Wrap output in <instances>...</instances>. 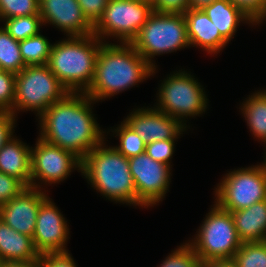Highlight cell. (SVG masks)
Instances as JSON below:
<instances>
[{
	"mask_svg": "<svg viewBox=\"0 0 266 267\" xmlns=\"http://www.w3.org/2000/svg\"><path fill=\"white\" fill-rule=\"evenodd\" d=\"M35 145L31 146V187L43 190L42 184L55 185L67 179L73 170L81 172L82 160L74 153L39 137Z\"/></svg>",
	"mask_w": 266,
	"mask_h": 267,
	"instance_id": "11",
	"label": "cell"
},
{
	"mask_svg": "<svg viewBox=\"0 0 266 267\" xmlns=\"http://www.w3.org/2000/svg\"><path fill=\"white\" fill-rule=\"evenodd\" d=\"M29 15H40L39 0H0V22Z\"/></svg>",
	"mask_w": 266,
	"mask_h": 267,
	"instance_id": "29",
	"label": "cell"
},
{
	"mask_svg": "<svg viewBox=\"0 0 266 267\" xmlns=\"http://www.w3.org/2000/svg\"><path fill=\"white\" fill-rule=\"evenodd\" d=\"M239 107L251 135L266 144V89L253 92Z\"/></svg>",
	"mask_w": 266,
	"mask_h": 267,
	"instance_id": "22",
	"label": "cell"
},
{
	"mask_svg": "<svg viewBox=\"0 0 266 267\" xmlns=\"http://www.w3.org/2000/svg\"><path fill=\"white\" fill-rule=\"evenodd\" d=\"M231 214L242 243L266 241V199Z\"/></svg>",
	"mask_w": 266,
	"mask_h": 267,
	"instance_id": "20",
	"label": "cell"
},
{
	"mask_svg": "<svg viewBox=\"0 0 266 267\" xmlns=\"http://www.w3.org/2000/svg\"><path fill=\"white\" fill-rule=\"evenodd\" d=\"M27 186L14 176L0 172V206L20 194Z\"/></svg>",
	"mask_w": 266,
	"mask_h": 267,
	"instance_id": "33",
	"label": "cell"
},
{
	"mask_svg": "<svg viewBox=\"0 0 266 267\" xmlns=\"http://www.w3.org/2000/svg\"><path fill=\"white\" fill-rule=\"evenodd\" d=\"M129 166L138 207H154L164 200L171 183V166L153 160L145 152L129 158Z\"/></svg>",
	"mask_w": 266,
	"mask_h": 267,
	"instance_id": "12",
	"label": "cell"
},
{
	"mask_svg": "<svg viewBox=\"0 0 266 267\" xmlns=\"http://www.w3.org/2000/svg\"><path fill=\"white\" fill-rule=\"evenodd\" d=\"M0 267H12V263H1Z\"/></svg>",
	"mask_w": 266,
	"mask_h": 267,
	"instance_id": "41",
	"label": "cell"
},
{
	"mask_svg": "<svg viewBox=\"0 0 266 267\" xmlns=\"http://www.w3.org/2000/svg\"><path fill=\"white\" fill-rule=\"evenodd\" d=\"M16 75L0 69V111H12L15 99Z\"/></svg>",
	"mask_w": 266,
	"mask_h": 267,
	"instance_id": "31",
	"label": "cell"
},
{
	"mask_svg": "<svg viewBox=\"0 0 266 267\" xmlns=\"http://www.w3.org/2000/svg\"><path fill=\"white\" fill-rule=\"evenodd\" d=\"M43 26H55L67 36L93 34V25L84 16L77 0H39Z\"/></svg>",
	"mask_w": 266,
	"mask_h": 267,
	"instance_id": "15",
	"label": "cell"
},
{
	"mask_svg": "<svg viewBox=\"0 0 266 267\" xmlns=\"http://www.w3.org/2000/svg\"><path fill=\"white\" fill-rule=\"evenodd\" d=\"M232 260L236 267H266V241L243 242Z\"/></svg>",
	"mask_w": 266,
	"mask_h": 267,
	"instance_id": "27",
	"label": "cell"
},
{
	"mask_svg": "<svg viewBox=\"0 0 266 267\" xmlns=\"http://www.w3.org/2000/svg\"><path fill=\"white\" fill-rule=\"evenodd\" d=\"M211 207L197 229L195 237L188 242L201 262L232 259L242 245L233 216L231 212L221 209L215 202Z\"/></svg>",
	"mask_w": 266,
	"mask_h": 267,
	"instance_id": "8",
	"label": "cell"
},
{
	"mask_svg": "<svg viewBox=\"0 0 266 267\" xmlns=\"http://www.w3.org/2000/svg\"><path fill=\"white\" fill-rule=\"evenodd\" d=\"M53 44L41 32L19 41L20 52L26 66L47 65Z\"/></svg>",
	"mask_w": 266,
	"mask_h": 267,
	"instance_id": "23",
	"label": "cell"
},
{
	"mask_svg": "<svg viewBox=\"0 0 266 267\" xmlns=\"http://www.w3.org/2000/svg\"><path fill=\"white\" fill-rule=\"evenodd\" d=\"M183 15L190 47L201 48L210 55H216L229 44L203 9H188Z\"/></svg>",
	"mask_w": 266,
	"mask_h": 267,
	"instance_id": "17",
	"label": "cell"
},
{
	"mask_svg": "<svg viewBox=\"0 0 266 267\" xmlns=\"http://www.w3.org/2000/svg\"><path fill=\"white\" fill-rule=\"evenodd\" d=\"M157 68L152 67L131 43L102 42L92 83L84 93L95 102L105 101L154 76Z\"/></svg>",
	"mask_w": 266,
	"mask_h": 267,
	"instance_id": "2",
	"label": "cell"
},
{
	"mask_svg": "<svg viewBox=\"0 0 266 267\" xmlns=\"http://www.w3.org/2000/svg\"><path fill=\"white\" fill-rule=\"evenodd\" d=\"M148 144L154 141L178 139L188 130L178 119L148 107L134 109L123 119ZM187 128V129H186Z\"/></svg>",
	"mask_w": 266,
	"mask_h": 267,
	"instance_id": "14",
	"label": "cell"
},
{
	"mask_svg": "<svg viewBox=\"0 0 266 267\" xmlns=\"http://www.w3.org/2000/svg\"><path fill=\"white\" fill-rule=\"evenodd\" d=\"M216 29L228 41L231 42L241 22L255 25L253 21L230 0H215L203 8ZM238 28V29H237Z\"/></svg>",
	"mask_w": 266,
	"mask_h": 267,
	"instance_id": "21",
	"label": "cell"
},
{
	"mask_svg": "<svg viewBox=\"0 0 266 267\" xmlns=\"http://www.w3.org/2000/svg\"><path fill=\"white\" fill-rule=\"evenodd\" d=\"M227 172L214 189V202L221 209L242 210L266 199L265 160L260 165Z\"/></svg>",
	"mask_w": 266,
	"mask_h": 267,
	"instance_id": "9",
	"label": "cell"
},
{
	"mask_svg": "<svg viewBox=\"0 0 266 267\" xmlns=\"http://www.w3.org/2000/svg\"><path fill=\"white\" fill-rule=\"evenodd\" d=\"M106 140L82 160L81 174L91 187L109 201L137 206V192L130 172L129 159Z\"/></svg>",
	"mask_w": 266,
	"mask_h": 267,
	"instance_id": "3",
	"label": "cell"
},
{
	"mask_svg": "<svg viewBox=\"0 0 266 267\" xmlns=\"http://www.w3.org/2000/svg\"><path fill=\"white\" fill-rule=\"evenodd\" d=\"M177 139H167L163 141H154L146 144L145 153L153 160L165 165H171V158L175 152V142Z\"/></svg>",
	"mask_w": 266,
	"mask_h": 267,
	"instance_id": "30",
	"label": "cell"
},
{
	"mask_svg": "<svg viewBox=\"0 0 266 267\" xmlns=\"http://www.w3.org/2000/svg\"><path fill=\"white\" fill-rule=\"evenodd\" d=\"M0 172L31 187V147L12 135L0 148Z\"/></svg>",
	"mask_w": 266,
	"mask_h": 267,
	"instance_id": "18",
	"label": "cell"
},
{
	"mask_svg": "<svg viewBox=\"0 0 266 267\" xmlns=\"http://www.w3.org/2000/svg\"><path fill=\"white\" fill-rule=\"evenodd\" d=\"M188 72L181 69L167 74V77L161 80L157 104L153 106L162 113L178 119L190 129V126L186 125V119L203 115L209 105V99L204 86Z\"/></svg>",
	"mask_w": 266,
	"mask_h": 267,
	"instance_id": "5",
	"label": "cell"
},
{
	"mask_svg": "<svg viewBox=\"0 0 266 267\" xmlns=\"http://www.w3.org/2000/svg\"><path fill=\"white\" fill-rule=\"evenodd\" d=\"M215 0H188L189 9H203L205 6L210 5Z\"/></svg>",
	"mask_w": 266,
	"mask_h": 267,
	"instance_id": "39",
	"label": "cell"
},
{
	"mask_svg": "<svg viewBox=\"0 0 266 267\" xmlns=\"http://www.w3.org/2000/svg\"><path fill=\"white\" fill-rule=\"evenodd\" d=\"M153 11L159 13L184 14L189 9L188 0H150Z\"/></svg>",
	"mask_w": 266,
	"mask_h": 267,
	"instance_id": "36",
	"label": "cell"
},
{
	"mask_svg": "<svg viewBox=\"0 0 266 267\" xmlns=\"http://www.w3.org/2000/svg\"><path fill=\"white\" fill-rule=\"evenodd\" d=\"M201 260L186 241L172 250L158 267H201Z\"/></svg>",
	"mask_w": 266,
	"mask_h": 267,
	"instance_id": "28",
	"label": "cell"
},
{
	"mask_svg": "<svg viewBox=\"0 0 266 267\" xmlns=\"http://www.w3.org/2000/svg\"><path fill=\"white\" fill-rule=\"evenodd\" d=\"M114 129V130H113ZM108 132L118 136L119 145L114 146L126 158H131L145 152L146 143L142 138L123 120L116 128Z\"/></svg>",
	"mask_w": 266,
	"mask_h": 267,
	"instance_id": "25",
	"label": "cell"
},
{
	"mask_svg": "<svg viewBox=\"0 0 266 267\" xmlns=\"http://www.w3.org/2000/svg\"><path fill=\"white\" fill-rule=\"evenodd\" d=\"M201 267H236V265L232 259H221L204 261Z\"/></svg>",
	"mask_w": 266,
	"mask_h": 267,
	"instance_id": "38",
	"label": "cell"
},
{
	"mask_svg": "<svg viewBox=\"0 0 266 267\" xmlns=\"http://www.w3.org/2000/svg\"><path fill=\"white\" fill-rule=\"evenodd\" d=\"M94 103L86 93H69L38 118L39 138L83 160L107 139L106 130L101 129L93 114Z\"/></svg>",
	"mask_w": 266,
	"mask_h": 267,
	"instance_id": "1",
	"label": "cell"
},
{
	"mask_svg": "<svg viewBox=\"0 0 266 267\" xmlns=\"http://www.w3.org/2000/svg\"><path fill=\"white\" fill-rule=\"evenodd\" d=\"M241 9L256 25L266 21V0H230Z\"/></svg>",
	"mask_w": 266,
	"mask_h": 267,
	"instance_id": "32",
	"label": "cell"
},
{
	"mask_svg": "<svg viewBox=\"0 0 266 267\" xmlns=\"http://www.w3.org/2000/svg\"><path fill=\"white\" fill-rule=\"evenodd\" d=\"M101 46L94 34L67 36L53 43L47 65L70 93H84L92 83Z\"/></svg>",
	"mask_w": 266,
	"mask_h": 267,
	"instance_id": "4",
	"label": "cell"
},
{
	"mask_svg": "<svg viewBox=\"0 0 266 267\" xmlns=\"http://www.w3.org/2000/svg\"><path fill=\"white\" fill-rule=\"evenodd\" d=\"M152 12L150 0H108L93 26V34L102 42H111L106 41L110 37L120 43H131Z\"/></svg>",
	"mask_w": 266,
	"mask_h": 267,
	"instance_id": "10",
	"label": "cell"
},
{
	"mask_svg": "<svg viewBox=\"0 0 266 267\" xmlns=\"http://www.w3.org/2000/svg\"><path fill=\"white\" fill-rule=\"evenodd\" d=\"M16 120L10 111H0V148L14 135Z\"/></svg>",
	"mask_w": 266,
	"mask_h": 267,
	"instance_id": "37",
	"label": "cell"
},
{
	"mask_svg": "<svg viewBox=\"0 0 266 267\" xmlns=\"http://www.w3.org/2000/svg\"><path fill=\"white\" fill-rule=\"evenodd\" d=\"M26 65L22 59L19 41L0 26V68L18 74Z\"/></svg>",
	"mask_w": 266,
	"mask_h": 267,
	"instance_id": "24",
	"label": "cell"
},
{
	"mask_svg": "<svg viewBox=\"0 0 266 267\" xmlns=\"http://www.w3.org/2000/svg\"><path fill=\"white\" fill-rule=\"evenodd\" d=\"M69 230L67 220L48 196L40 204L32 237L39 255L69 251L66 248L69 240Z\"/></svg>",
	"mask_w": 266,
	"mask_h": 267,
	"instance_id": "13",
	"label": "cell"
},
{
	"mask_svg": "<svg viewBox=\"0 0 266 267\" xmlns=\"http://www.w3.org/2000/svg\"><path fill=\"white\" fill-rule=\"evenodd\" d=\"M12 267H41L40 260L29 263H12Z\"/></svg>",
	"mask_w": 266,
	"mask_h": 267,
	"instance_id": "40",
	"label": "cell"
},
{
	"mask_svg": "<svg viewBox=\"0 0 266 267\" xmlns=\"http://www.w3.org/2000/svg\"><path fill=\"white\" fill-rule=\"evenodd\" d=\"M47 197L45 188L27 187L0 206V219L15 231L33 237L40 204Z\"/></svg>",
	"mask_w": 266,
	"mask_h": 267,
	"instance_id": "16",
	"label": "cell"
},
{
	"mask_svg": "<svg viewBox=\"0 0 266 267\" xmlns=\"http://www.w3.org/2000/svg\"><path fill=\"white\" fill-rule=\"evenodd\" d=\"M131 44L152 67L156 68L153 60L155 56L190 47L184 15L153 11Z\"/></svg>",
	"mask_w": 266,
	"mask_h": 267,
	"instance_id": "6",
	"label": "cell"
},
{
	"mask_svg": "<svg viewBox=\"0 0 266 267\" xmlns=\"http://www.w3.org/2000/svg\"><path fill=\"white\" fill-rule=\"evenodd\" d=\"M86 19L94 26L101 18L108 0H77Z\"/></svg>",
	"mask_w": 266,
	"mask_h": 267,
	"instance_id": "34",
	"label": "cell"
},
{
	"mask_svg": "<svg viewBox=\"0 0 266 267\" xmlns=\"http://www.w3.org/2000/svg\"><path fill=\"white\" fill-rule=\"evenodd\" d=\"M0 260L2 263L39 261L33 238L21 234L0 219Z\"/></svg>",
	"mask_w": 266,
	"mask_h": 267,
	"instance_id": "19",
	"label": "cell"
},
{
	"mask_svg": "<svg viewBox=\"0 0 266 267\" xmlns=\"http://www.w3.org/2000/svg\"><path fill=\"white\" fill-rule=\"evenodd\" d=\"M71 255L69 251L43 254L40 256L41 267H77Z\"/></svg>",
	"mask_w": 266,
	"mask_h": 267,
	"instance_id": "35",
	"label": "cell"
},
{
	"mask_svg": "<svg viewBox=\"0 0 266 267\" xmlns=\"http://www.w3.org/2000/svg\"><path fill=\"white\" fill-rule=\"evenodd\" d=\"M2 22L5 30L17 41L38 35L43 26L40 15L12 17Z\"/></svg>",
	"mask_w": 266,
	"mask_h": 267,
	"instance_id": "26",
	"label": "cell"
},
{
	"mask_svg": "<svg viewBox=\"0 0 266 267\" xmlns=\"http://www.w3.org/2000/svg\"><path fill=\"white\" fill-rule=\"evenodd\" d=\"M69 93L48 65L26 66L16 74L15 99L11 113L18 118L20 111H34L39 118L46 109Z\"/></svg>",
	"mask_w": 266,
	"mask_h": 267,
	"instance_id": "7",
	"label": "cell"
}]
</instances>
